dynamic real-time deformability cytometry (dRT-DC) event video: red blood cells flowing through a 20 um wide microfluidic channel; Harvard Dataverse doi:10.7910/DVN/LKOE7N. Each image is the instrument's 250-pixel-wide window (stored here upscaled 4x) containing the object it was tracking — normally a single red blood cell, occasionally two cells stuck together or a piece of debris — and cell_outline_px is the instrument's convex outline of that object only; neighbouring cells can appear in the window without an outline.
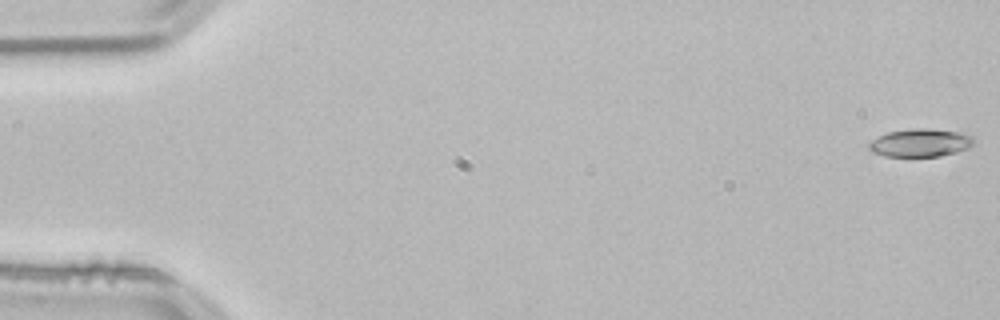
{"species": "common noctule bat (a hibernating species)", "species_latin": "Nyctalus noctula", "temperature_condition": "room temperature", "stored_images_in_passage": 50, "camera_frame_rate_fps": 3000, "um_per_image_px": 0.085, "animal": {"sex": "male", "body_mass_g": 21.5, "forearm_length_mm": 52.0}, "frame": {"image": 1, "passage_image": 1, "time_ms": 0.0, "image_size_px": [1000, 320], "cell_outline_px": [[972, 144], [968, 148], [956, 152], [940, 156], [884, 156], [872, 152], [868, 148], [868, 144], [872, 140], [888, 132], [912, 128], [928, 128], [964, 132], [972, 136]], "centroid_in_image_um": [78.23, 12.13], "position_along_channel_um": 6.8, "area_um2": 17.11}}
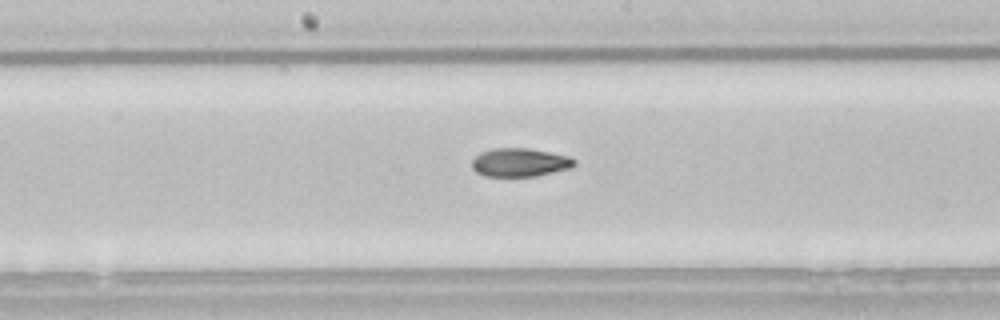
{"frame": {"image": 2, "passage_image": 28, "time_ms": 9.0, "image_size_px": [1000, 320], "cell_outline_px": [[576, 164], [572, 168], [536, 176], [484, 176], [476, 172], [472, 168], [472, 160], [480, 152], [492, 148], [528, 148], [568, 156], [576, 160]], "centroid_in_image_um": [44.18, 13.81], "position_along_channel_um": 204.0, "area_um2": 17.05}}
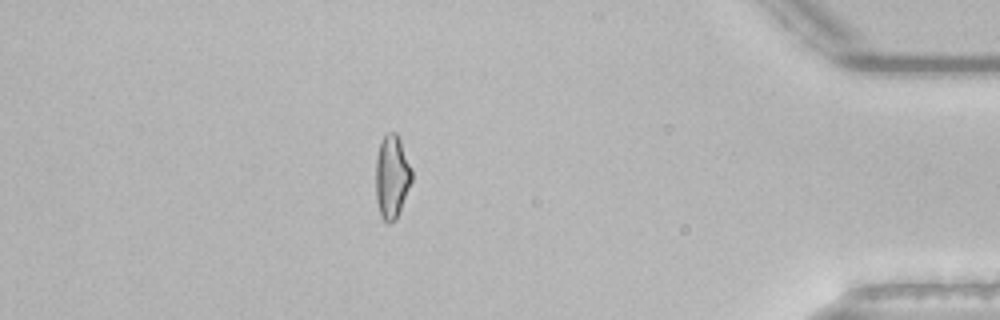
{"frame": {"image": 3, "passage_image": 47, "time_ms": 15.333, "image_size_px": [1000, 320], "cell_outline_px": [[412, 180], [396, 220], [388, 224], [380, 216], [376, 200], [376, 156], [380, 140], [388, 132], [396, 132], [400, 140], [412, 168]], "centroid_in_image_um": [33.3, 15.02], "position_along_channel_um": 401.9, "area_um2": 17.63}, "authors_computed_cell_mechanics": {"area_um2": 17.3111, "velocity_mm_per_s": 3.8279, "shape_relaxation_time_tau1_ms": 4.5449, "shape_relaxation_time_tau2_ms": 2.8731, "deformation_change_tau1": 0.174, "deformation_change_tau2": 0.0941}}